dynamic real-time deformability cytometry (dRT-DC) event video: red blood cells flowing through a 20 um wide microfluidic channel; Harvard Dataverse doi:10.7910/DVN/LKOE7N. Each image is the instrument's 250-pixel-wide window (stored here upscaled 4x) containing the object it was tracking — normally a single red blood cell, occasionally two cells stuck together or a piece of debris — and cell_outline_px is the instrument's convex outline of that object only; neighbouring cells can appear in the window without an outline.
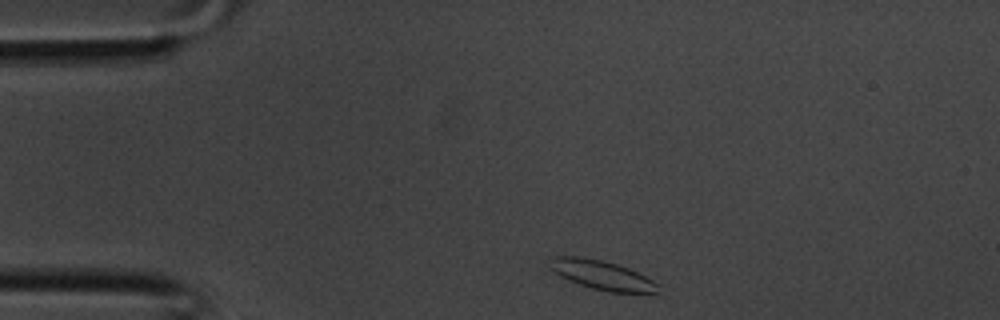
{"species": "common noctule bat (a hibernating species)", "species_latin": "Nyctalus noctula", "temperature_condition": "room temperature", "stored_images_in_passage": 32, "camera_frame_rate_fps": 3000, "um_per_image_px": 0.085, "animal": {"sex": "male", "body_mass_g": 20.1, "forearm_length_mm": 53.5}, "frame": {"image": 1, "passage_image": 1, "time_ms": 0.0, "image_size_px": [1000, 320], "cell_outline_px": [[660, 292], [608, 292], [592, 288], [568, 280], [560, 276], [548, 268], [548, 260], [552, 256], [580, 256], [604, 260], [628, 268], [660, 284]], "centroid_in_image_um": [51.11, 23.36], "position_along_channel_um": 33.9, "area_um2": 18.55}}
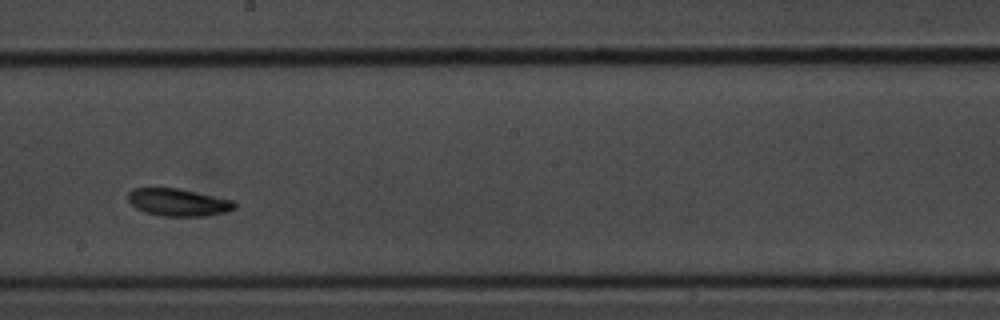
{"frame": {"image": 2, "passage_image": 15, "time_ms": 4.667, "image_size_px": [1000, 320], "cell_outline_px": [[236, 208], [228, 212], [208, 216], [160, 216], [144, 212], [136, 208], [128, 200], [128, 192], [132, 188], [176, 188], [236, 200]], "centroid_in_image_um": [15.19, 17.21], "position_along_channel_um": 233.0, "area_um2": 17.28}}
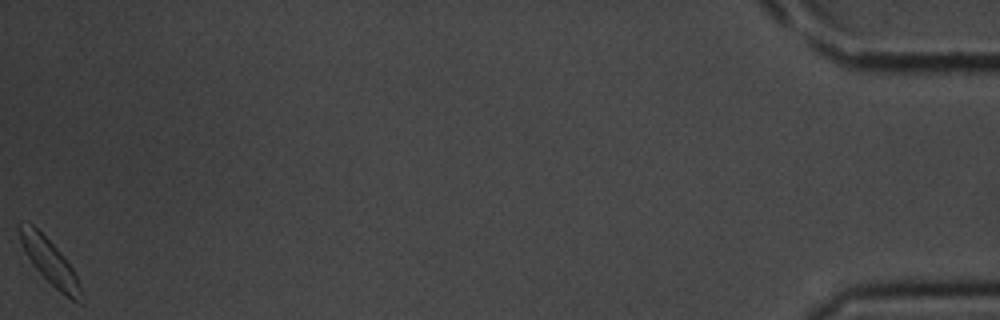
{"frame": {"image": 3, "passage_image": 32, "time_ms": 10.333, "image_size_px": [1000, 320], "cell_outline_px": [[84, 304], [80, 304], [64, 296], [32, 264], [20, 240], [16, 228], [16, 224], [20, 220], [28, 220], [68, 260], [76, 272], [84, 300]], "centroid_in_image_um": [4.24, 22.23], "position_along_channel_um": 431.0, "area_um2": 16.42}}